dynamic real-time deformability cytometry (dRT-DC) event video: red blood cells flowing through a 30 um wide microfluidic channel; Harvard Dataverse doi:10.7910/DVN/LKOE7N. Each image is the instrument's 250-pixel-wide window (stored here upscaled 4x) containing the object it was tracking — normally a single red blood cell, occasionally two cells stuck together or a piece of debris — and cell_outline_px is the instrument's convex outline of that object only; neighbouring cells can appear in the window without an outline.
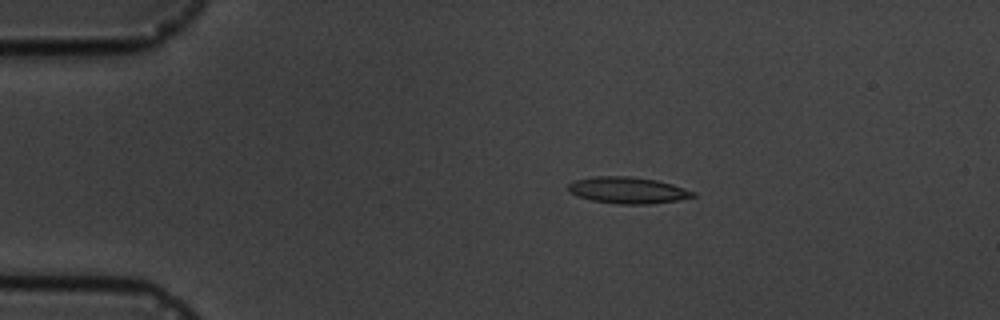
{"species": "common noctule bat (a hibernating species)", "species_latin": "Nyctalus noctula", "temperature_condition": "cold", "stored_images_in_passage": 5, "camera_frame_rate_fps": 3000, "um_per_image_px": 0.085, "animal": {"sex": "male", "body_mass_g": 19.5, "forearm_length_mm": 54.6}, "frame": {"image": 1, "passage_image": 3, "time_ms": 2.333, "image_size_px": [1000, 320], "cell_outline_px": [[696, 196], [676, 200], [648, 204], [616, 204], [592, 200], [568, 192], [568, 184], [576, 180], [596, 176], [632, 176], [656, 180], [672, 184], [696, 192]], "centroid_in_image_um": [53.36, 16.16], "position_along_channel_um": 31.6, "area_um2": 19.13}}
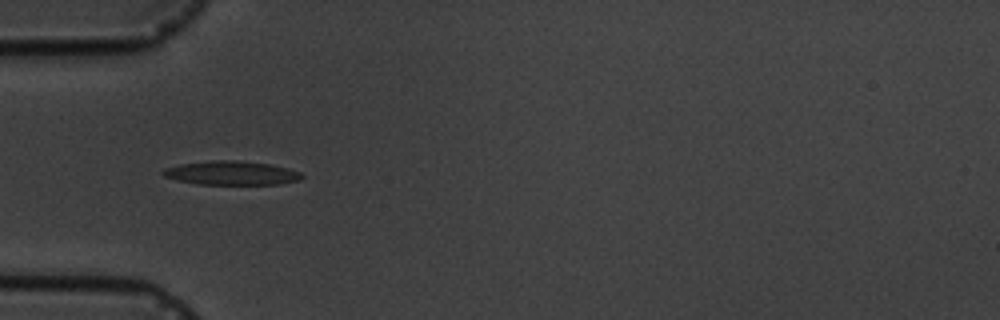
{"frame": {"image": 2, "passage_image": 5, "time_ms": 4.667, "image_size_px": [1000, 320], "cell_outline_px": [[304, 176], [300, 180], [280, 184], [196, 184], [176, 180], [164, 176], [160, 172], [164, 168], [180, 164], [212, 160], [236, 160], [272, 164], [288, 168], [300, 172]], "centroid_in_image_um": [19.67, 14.7], "position_along_channel_um": 65.3, "area_um2": 19.48}}